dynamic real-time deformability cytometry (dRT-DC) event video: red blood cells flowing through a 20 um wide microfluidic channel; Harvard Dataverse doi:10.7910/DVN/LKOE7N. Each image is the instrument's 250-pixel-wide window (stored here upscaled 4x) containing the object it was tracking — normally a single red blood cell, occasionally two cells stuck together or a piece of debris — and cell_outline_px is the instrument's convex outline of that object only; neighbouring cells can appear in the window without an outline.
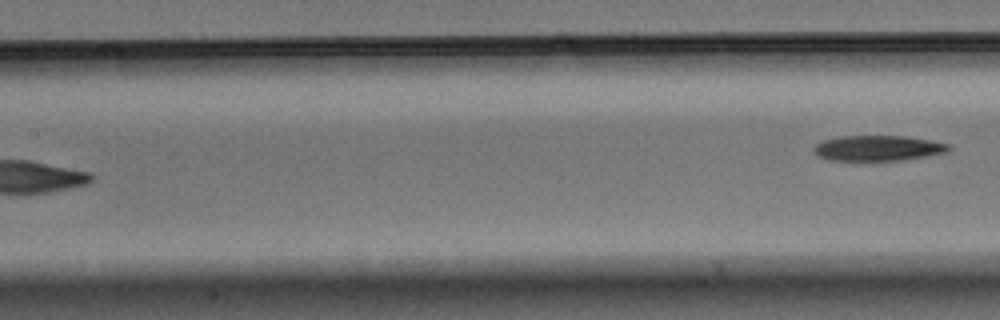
{"species": "Egyptian fruit bat (a non-hibernating species)", "species_latin": "Rousettus aegyptiacus", "temperature_condition": "warm", "stored_images_in_passage": 7, "segment_of_instrument_passage": [2, 2], "camera_frame_rate_fps": 3000, "um_per_image_px": 0.085, "animal": {"sex": "male"}, "frame": {"image": 1, "passage_image": 7, "time_ms": 2.0, "image_size_px": [1000, 320], "cell_outline_px": [[952, 148], [948, 152], [928, 156], [900, 160], [828, 160], [816, 156], [812, 152], [812, 148], [820, 140], [840, 136], [904, 136], [932, 140], [948, 144]], "centroid_in_image_um": [74.58, 12.59], "position_along_channel_um": 132.8, "area_um2": 20.23}}